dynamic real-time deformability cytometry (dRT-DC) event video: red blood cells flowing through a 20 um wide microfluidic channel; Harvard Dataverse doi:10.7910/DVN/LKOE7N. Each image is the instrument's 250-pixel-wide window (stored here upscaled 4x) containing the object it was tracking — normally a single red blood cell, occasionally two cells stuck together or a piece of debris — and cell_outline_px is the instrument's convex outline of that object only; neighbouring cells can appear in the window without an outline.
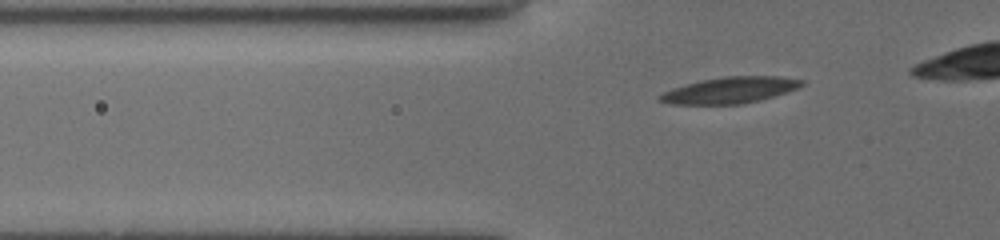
{"species": "common noctule bat (a hibernating species)", "species_latin": "Nyctalus noctula", "temperature_condition": "cold", "stored_images_in_passage": 32, "camera_frame_rate_fps": 3000, "um_per_image_px": 0.085, "animal": {"sex": "female", "body_mass_g": 19.5, "forearm_length_mm": 54.1}, "frame": {"image": 1, "passage_image": 2, "time_ms": 0.333, "image_size_px": [1000, 240], "cell_outline_px": [[804, 84], [796, 88], [772, 96], [740, 104], [672, 104], [656, 100], [656, 96], [672, 88], [704, 80], [724, 76], [780, 76], [804, 80]], "centroid_in_image_um": [62.0, 7.66], "position_along_channel_um": 63.8, "area_um2": 21.33}}
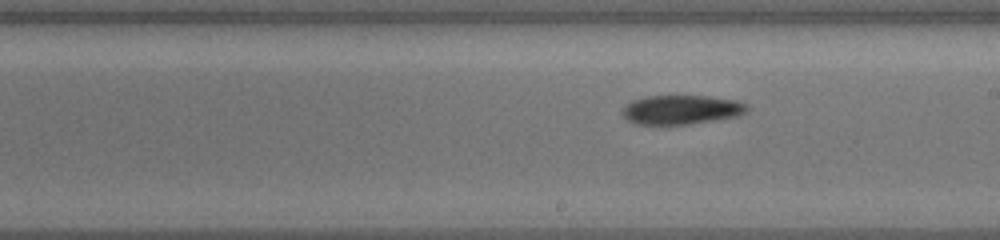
{"frame": {"image": 2, "passage_image": 16, "time_ms": 5.0, "image_size_px": [1000, 240], "cell_outline_px": [[748, 108], [744, 112], [736, 116], [688, 124], [636, 124], [628, 120], [624, 116], [624, 108], [632, 100], [644, 96], [708, 96], [736, 100], [744, 104]], "centroid_in_image_um": [57.89, 9.31], "position_along_channel_um": 231.1, "area_um2": 20.75}}
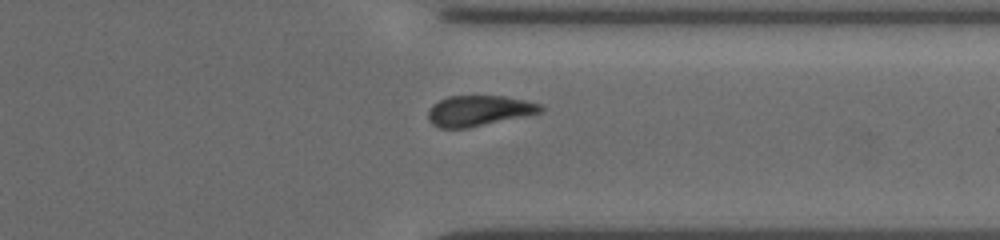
{"frame": {"image": 3, "passage_image": 27, "time_ms": 8.667, "image_size_px": [1000, 240], "cell_outline_px": [[544, 108], [540, 112], [468, 128], [440, 128], [432, 124], [428, 120], [428, 108], [432, 104], [448, 96], [504, 96], [524, 100], [540, 104]], "centroid_in_image_um": [40.64, 9.41], "position_along_channel_um": 370.8, "area_um2": 19.83}}